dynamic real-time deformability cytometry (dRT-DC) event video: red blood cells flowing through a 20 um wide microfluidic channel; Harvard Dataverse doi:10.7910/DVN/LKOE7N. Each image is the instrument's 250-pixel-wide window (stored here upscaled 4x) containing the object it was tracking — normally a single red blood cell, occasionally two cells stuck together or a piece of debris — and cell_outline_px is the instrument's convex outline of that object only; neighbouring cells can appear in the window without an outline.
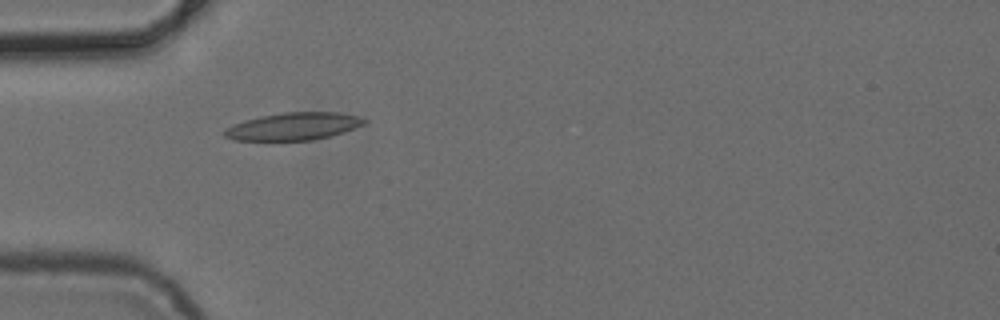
{"species": "common noctule bat (a hibernating species)", "species_latin": "Nyctalus noctula", "temperature_condition": "cold", "stored_images_in_passage": 1, "camera_frame_rate_fps": 3000, "um_per_image_px": 0.085, "animal": {"sex": "female", "body_mass_g": 24.6, "forearm_length_mm": 56.2}, "frame": {"image": 1, "passage_image": 1, "time_ms": 0.0, "image_size_px": [1000, 320], "cell_outline_px": [[368, 120], [364, 124], [344, 132], [312, 140], [232, 140], [224, 136], [220, 132], [224, 128], [232, 124], [244, 120], [260, 116], [284, 112], [340, 112], [360, 116]], "centroid_in_image_um": [24.91, 10.73], "position_along_channel_um": 60.1, "area_um2": 22.6}}